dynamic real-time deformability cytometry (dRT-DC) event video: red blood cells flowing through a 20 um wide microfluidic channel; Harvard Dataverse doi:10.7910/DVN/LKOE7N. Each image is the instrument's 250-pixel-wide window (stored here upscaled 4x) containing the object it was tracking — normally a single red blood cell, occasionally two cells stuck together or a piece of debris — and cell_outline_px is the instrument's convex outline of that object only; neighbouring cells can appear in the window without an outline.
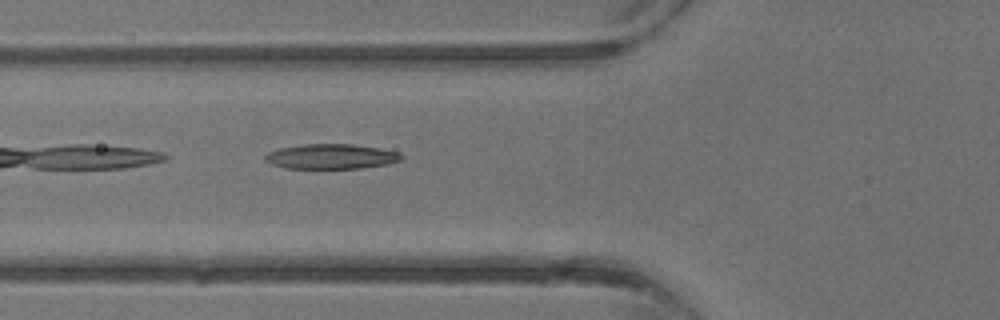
{"species": "common noctule bat (a hibernating species)", "species_latin": "Nyctalus noctula", "temperature_condition": "warm", "stored_images_in_passage": 4, "camera_frame_rate_fps": 3000, "um_per_image_px": 0.085, "animal": {"sex": "male", "body_mass_g": 13.3}, "frame": {"image": 1, "passage_image": 4, "time_ms": 3.333, "image_size_px": [1000, 320], "cell_outline_px": [[404, 156], [400, 160], [388, 164], [360, 168], [284, 168], [272, 164], [264, 160], [264, 156], [268, 152], [280, 148], [304, 144], [352, 144], [400, 152]], "centroid_in_image_um": [28.14, 13.3], "position_along_channel_um": 97.7, "area_um2": 19.71}}